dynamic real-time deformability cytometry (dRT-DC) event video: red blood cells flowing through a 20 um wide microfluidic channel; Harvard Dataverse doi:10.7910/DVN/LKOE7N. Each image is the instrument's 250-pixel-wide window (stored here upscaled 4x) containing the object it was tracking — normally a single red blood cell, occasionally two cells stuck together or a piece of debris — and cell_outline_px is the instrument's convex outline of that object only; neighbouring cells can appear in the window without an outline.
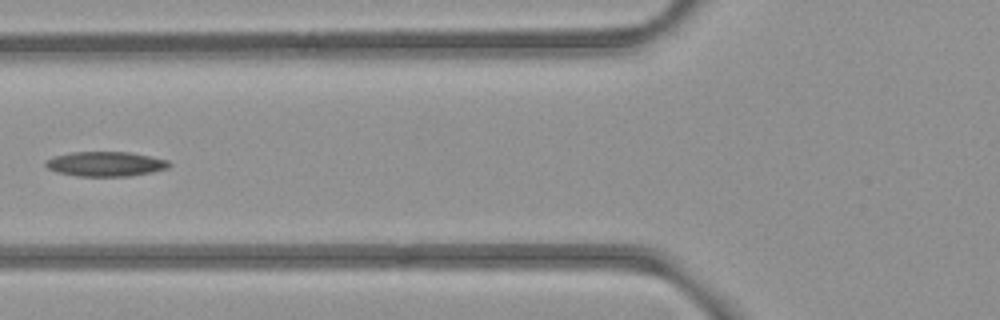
{"species": "common noctule bat (a hibernating species)", "species_latin": "Nyctalus noctula", "temperature_condition": "room temperature", "stored_images_in_passage": 6, "camera_frame_rate_fps": 3000, "um_per_image_px": 0.085, "animal": {"sex": "female", "body_mass_g": 21.9}, "frame": {"image": 1, "passage_image": 5, "time_ms": 4.667, "image_size_px": [1000, 320], "cell_outline_px": [[172, 164], [168, 168], [152, 172], [128, 176], [76, 176], [56, 172], [48, 168], [44, 164], [44, 160], [52, 156], [72, 152], [128, 152], [168, 160]], "centroid_in_image_um": [8.93, 13.93], "position_along_channel_um": 116.9, "area_um2": 17.86}}
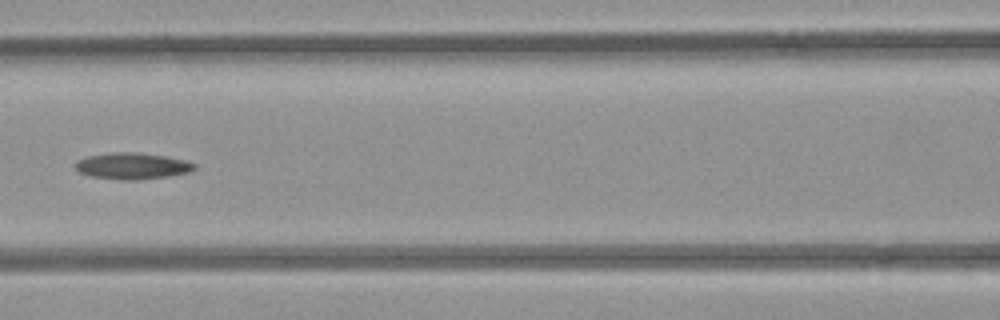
{"frame": {"image": 2, "passage_image": 6, "time_ms": 5.667, "image_size_px": [1000, 320], "cell_outline_px": [[196, 168], [188, 172], [168, 176], [136, 180], [120, 180], [92, 176], [80, 172], [72, 164], [76, 160], [88, 156], [112, 152], [140, 152], [164, 156], [184, 160], [196, 164]], "centroid_in_image_um": [11.21, 14.1], "position_along_channel_um": 155.4, "area_um2": 18.32}}